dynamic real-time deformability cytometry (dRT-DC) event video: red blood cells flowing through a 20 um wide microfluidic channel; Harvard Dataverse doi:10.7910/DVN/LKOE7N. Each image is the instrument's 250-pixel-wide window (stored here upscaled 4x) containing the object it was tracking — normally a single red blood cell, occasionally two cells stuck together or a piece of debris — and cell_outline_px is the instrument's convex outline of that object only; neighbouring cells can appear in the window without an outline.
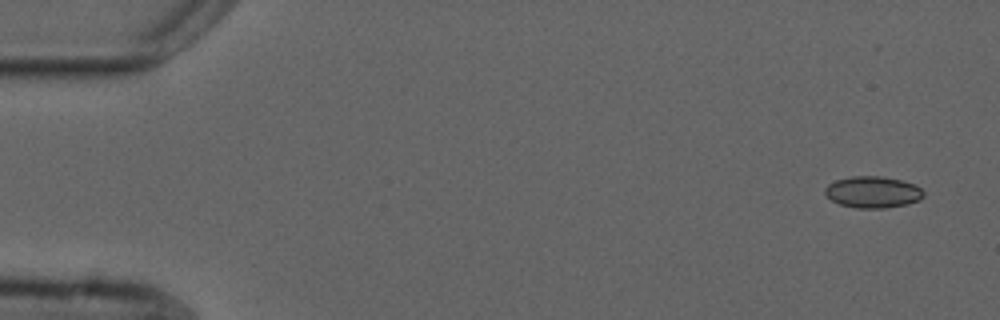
{"species": "common noctule bat (a hibernating species)", "species_latin": "Nyctalus noctula", "temperature_condition": "cold", "stored_images_in_passage": 6, "camera_frame_rate_fps": 3000, "um_per_image_px": 0.085, "animal": {"sex": "male", "forearm_length_mm": 52.5}, "frame": {"image": 1, "passage_image": 1, "time_ms": 0.0, "image_size_px": [1000, 320], "cell_outline_px": [[924, 196], [920, 200], [908, 204], [884, 208], [856, 208], [840, 204], [832, 200], [824, 192], [824, 188], [828, 184], [836, 180], [852, 176], [880, 176], [900, 180], [916, 184], [924, 192]], "centroid_in_image_um": [74.21, 16.33], "position_along_channel_um": 10.8, "area_um2": 18.15}}